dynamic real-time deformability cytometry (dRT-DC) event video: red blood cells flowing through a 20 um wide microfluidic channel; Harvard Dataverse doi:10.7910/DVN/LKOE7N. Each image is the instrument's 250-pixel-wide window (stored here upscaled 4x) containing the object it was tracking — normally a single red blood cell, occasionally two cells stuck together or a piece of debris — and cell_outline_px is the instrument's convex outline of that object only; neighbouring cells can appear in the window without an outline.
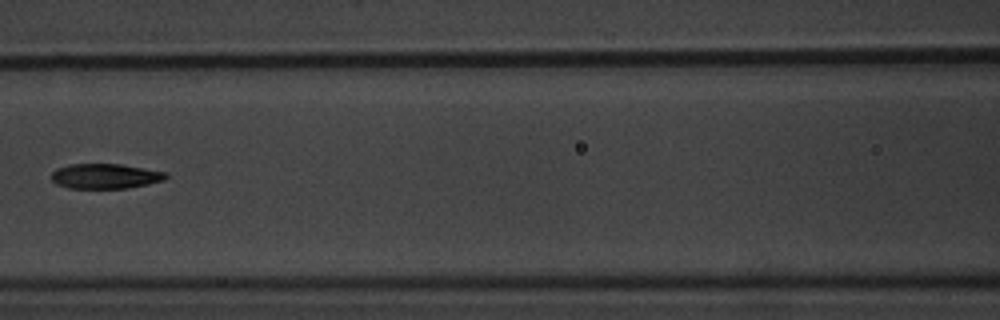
{"species": "common noctule bat (a hibernating species)", "species_latin": "Nyctalus noctula", "temperature_condition": "warm", "stored_images_in_passage": 9, "camera_frame_rate_fps": 3000, "um_per_image_px": 0.085, "animal": {"sex": "male", "body_mass_g": 20.1, "forearm_length_mm": 53.5}, "frame": {"image": 1, "passage_image": 7, "time_ms": 7.0, "image_size_px": [1000, 320], "cell_outline_px": [[168, 176], [164, 180], [148, 184], [128, 188], [68, 188], [56, 184], [52, 180], [52, 172], [56, 168], [72, 164], [120, 164], [168, 172]], "centroid_in_image_um": [8.96, 14.97], "position_along_channel_um": 157.6, "area_um2": 16.7}}
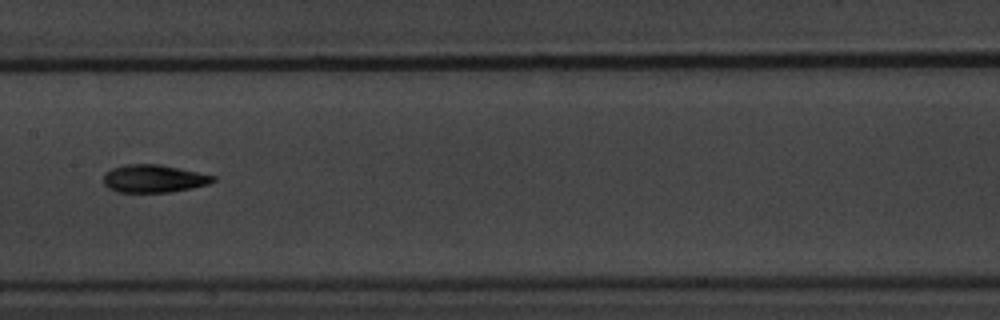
{"frame": {"image": 2, "passage_image": 8, "time_ms": 8.0, "image_size_px": [1000, 320], "cell_outline_px": [[216, 180], [208, 184], [192, 188], [168, 192], [116, 192], [108, 188], [104, 184], [104, 176], [112, 168], [124, 164], [160, 164], [216, 176]], "centroid_in_image_um": [13.07, 15.18], "position_along_channel_um": 194.3, "area_um2": 17.69}}